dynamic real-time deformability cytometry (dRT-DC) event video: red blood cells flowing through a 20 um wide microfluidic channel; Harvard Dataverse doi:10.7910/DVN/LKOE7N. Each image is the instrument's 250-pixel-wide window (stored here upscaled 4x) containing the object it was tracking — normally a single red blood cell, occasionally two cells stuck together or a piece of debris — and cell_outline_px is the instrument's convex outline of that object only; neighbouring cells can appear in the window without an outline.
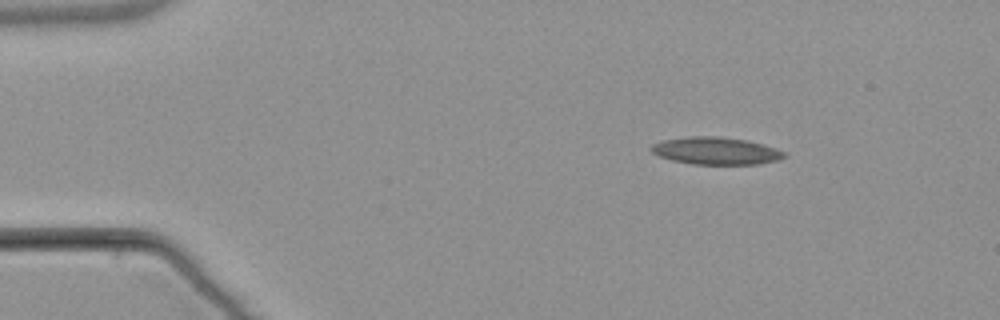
{"species": "common noctule bat (a hibernating species)", "species_latin": "Nyctalus noctula", "temperature_condition": "warm", "stored_images_in_passage": 3, "camera_frame_rate_fps": 3000, "um_per_image_px": 0.085, "animal": {"sex": "male", "body_mass_g": 21.5, "forearm_length_mm": 52.0}, "frame": {"image": 1, "passage_image": 1, "time_ms": 0.0, "image_size_px": [1000, 320], "cell_outline_px": [[788, 156], [780, 160], [760, 164], [692, 164], [672, 160], [660, 156], [652, 152], [648, 148], [652, 144], [660, 140], [688, 136], [720, 136], [748, 140], [764, 144], [776, 148], [784, 152]], "centroid_in_image_um": [60.86, 12.81], "position_along_channel_um": 24.1, "area_um2": 21.56}}